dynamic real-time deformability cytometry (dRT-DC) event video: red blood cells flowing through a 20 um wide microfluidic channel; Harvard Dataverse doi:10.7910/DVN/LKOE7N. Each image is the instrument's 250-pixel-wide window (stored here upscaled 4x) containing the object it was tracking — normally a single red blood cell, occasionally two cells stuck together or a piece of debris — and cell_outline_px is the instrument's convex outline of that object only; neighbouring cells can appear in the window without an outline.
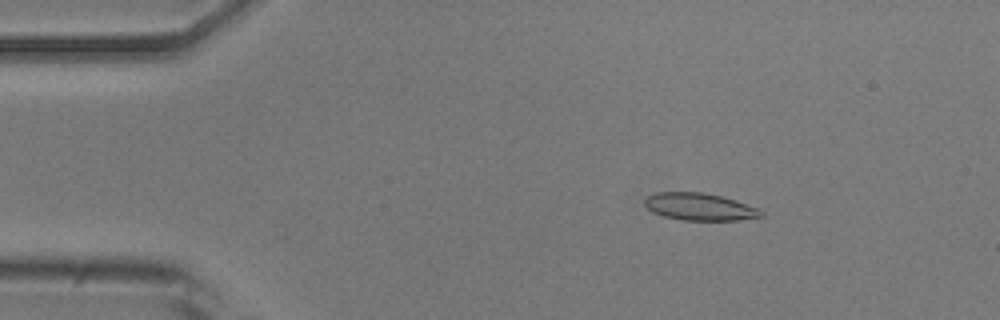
{"species": "common noctule bat (a hibernating species)", "species_latin": "Nyctalus noctula", "temperature_condition": "room temperature", "stored_images_in_passage": 34, "camera_frame_rate_fps": 3000, "um_per_image_px": 0.085, "animal": {"sex": "male", "body_mass_g": 20.5, "forearm_length_mm": 52.5}, "frame": {"image": 1, "passage_image": 8, "time_ms": 2.333, "image_size_px": [1000, 320], "cell_outline_px": [[764, 216], [740, 220], [684, 220], [664, 216], [652, 212], [644, 204], [644, 200], [648, 196], [656, 192], [700, 192], [720, 196], [736, 200], [756, 208], [764, 212]], "centroid_in_image_um": [59.46, 17.58], "position_along_channel_um": 25.5, "area_um2": 18.38}}
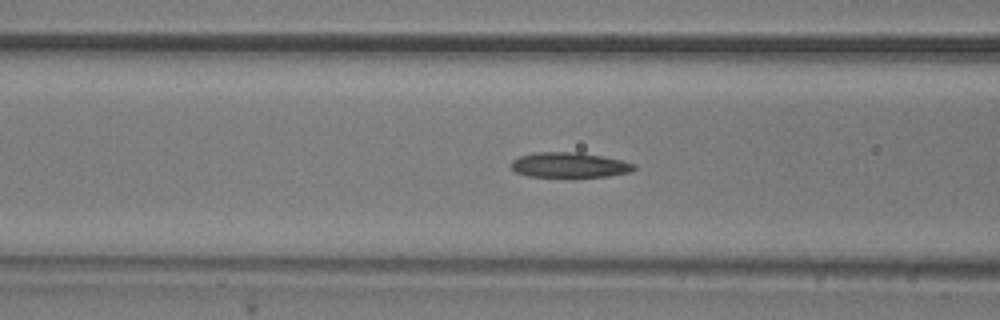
{"frame": {"image": 2, "passage_image": 20, "time_ms": 6.333, "image_size_px": [1000, 320], "cell_outline_px": [[636, 168], [632, 172], [608, 176], [572, 180], [528, 176], [516, 172], [512, 168], [512, 160], [520, 156], [536, 152], [580, 152], [620, 160], [636, 164]], "centroid_in_image_um": [48.42, 14.08], "position_along_channel_um": 118.2, "area_um2": 18.9}}
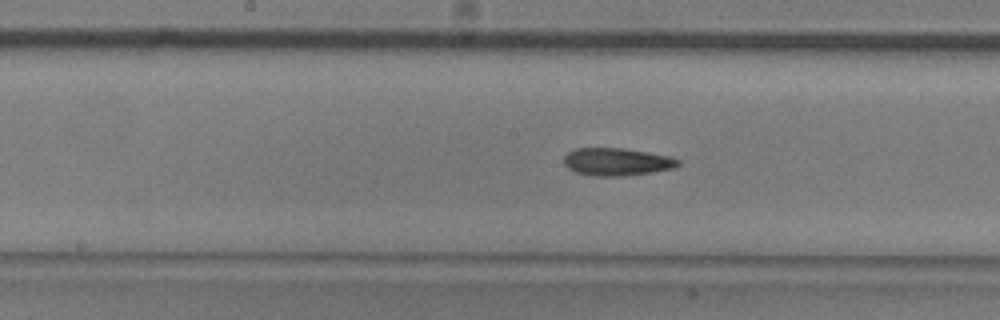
{"frame": {"image": 3, "passage_image": 26, "time_ms": 8.333, "image_size_px": [1000, 320], "cell_outline_px": [[680, 164], [676, 168], [652, 172], [620, 176], [592, 176], [576, 172], [568, 168], [564, 164], [564, 156], [568, 152], [576, 148], [624, 148], [668, 156], [680, 160]], "centroid_in_image_um": [52.42, 13.75], "position_along_channel_um": 195.8, "area_um2": 18.38}}